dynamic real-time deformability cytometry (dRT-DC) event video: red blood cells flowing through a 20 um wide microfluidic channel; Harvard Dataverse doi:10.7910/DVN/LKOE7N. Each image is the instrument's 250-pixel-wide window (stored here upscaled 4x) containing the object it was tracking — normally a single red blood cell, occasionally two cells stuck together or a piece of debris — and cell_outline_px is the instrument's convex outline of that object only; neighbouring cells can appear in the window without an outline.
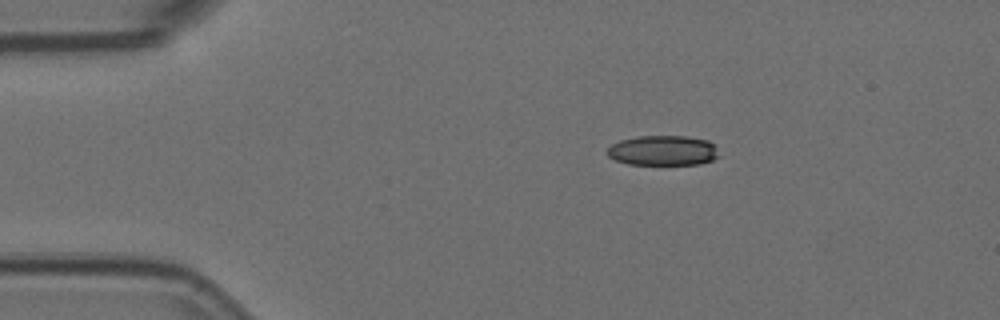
{"species": "Egyptian fruit bat (a non-hibernating species)", "species_latin": "Rousettus aegyptiacus", "temperature_condition": "room temperature", "stored_images_in_passage": 4, "camera_frame_rate_fps": 3000, "um_per_image_px": 0.085, "animal": {"sex": "female"}, "frame": {"image": 1, "passage_image": 1, "time_ms": 0.0, "image_size_px": [1000, 320], "cell_outline_px": [[720, 156], [712, 160], [700, 164], [628, 164], [616, 160], [608, 156], [608, 148], [612, 144], [620, 140], [636, 136], [684, 136], [708, 140], [716, 144]], "centroid_in_image_um": [56.4, 12.79], "position_along_channel_um": 28.6, "area_um2": 19.65}}
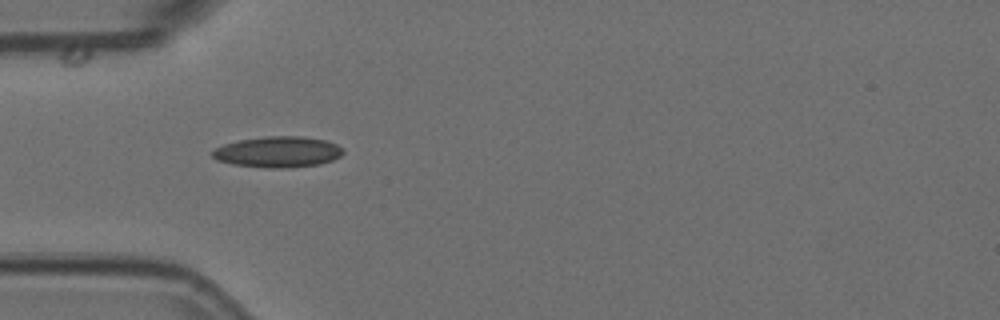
{"frame": {"image": 2, "passage_image": 3, "time_ms": 0.667, "image_size_px": [1000, 320], "cell_outline_px": [[344, 152], [340, 156], [332, 160], [320, 164], [292, 168], [268, 168], [232, 164], [216, 160], [212, 156], [212, 148], [224, 144], [240, 140], [268, 136], [304, 136], [324, 140], [336, 144], [344, 148]], "centroid_in_image_um": [23.62, 12.92], "position_along_channel_um": 61.4, "area_um2": 23.76}}
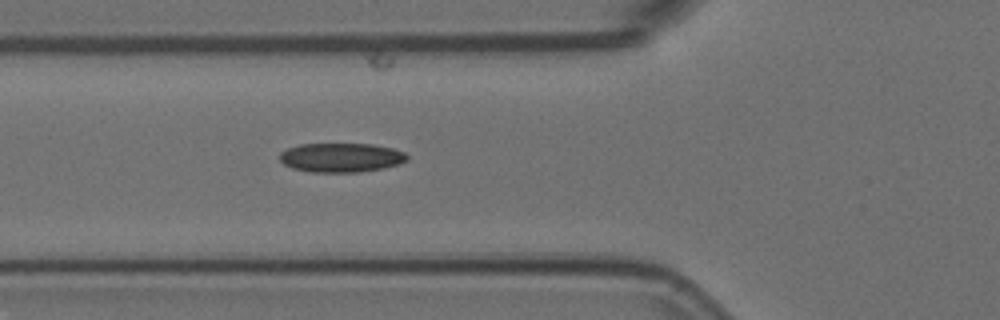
{"frame": {"image": 3, "passage_image": 4, "time_ms": 1.0, "image_size_px": [1000, 320], "cell_outline_px": [[408, 160], [400, 164], [384, 168], [360, 172], [312, 172], [292, 168], [284, 164], [280, 160], [280, 152], [288, 148], [300, 144], [372, 144], [392, 148], [404, 152], [408, 156]], "centroid_in_image_um": [29.01, 13.39], "position_along_channel_um": 96.8, "area_um2": 21.73}}